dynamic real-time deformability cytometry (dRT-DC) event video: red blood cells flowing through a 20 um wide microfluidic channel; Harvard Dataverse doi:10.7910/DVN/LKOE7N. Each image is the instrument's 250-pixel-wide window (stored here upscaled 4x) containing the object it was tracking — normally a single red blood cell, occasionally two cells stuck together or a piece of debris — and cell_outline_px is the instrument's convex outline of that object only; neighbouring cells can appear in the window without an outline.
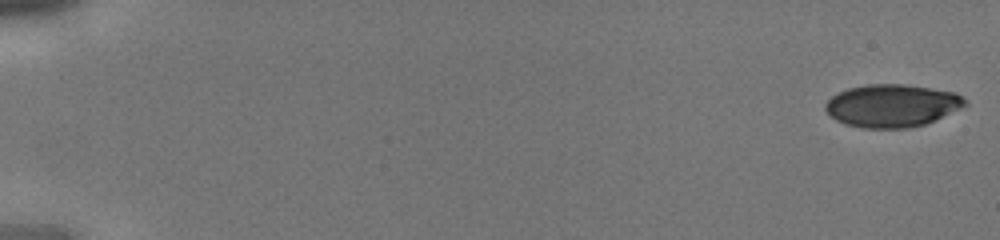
{"species": "human", "species_latin": "Homo sapiens", "temperature_condition": "cold", "stored_images_in_passage": 42, "camera_frame_rate_fps": 3000, "um_per_image_px": 0.085, "donor": {"sex": "male"}, "frame": {"image": 1, "passage_image": 1, "time_ms": 0.0, "image_size_px": [1000, 240], "cell_outline_px": [[968, 104], [960, 108], [924, 124], [908, 128], [864, 128], [844, 124], [836, 120], [824, 108], [824, 104], [832, 96], [848, 88], [868, 84], [904, 84], [956, 92]], "centroid_in_image_um": [75.79, 8.97], "position_along_channel_um": 9.2, "area_um2": 34.45}}
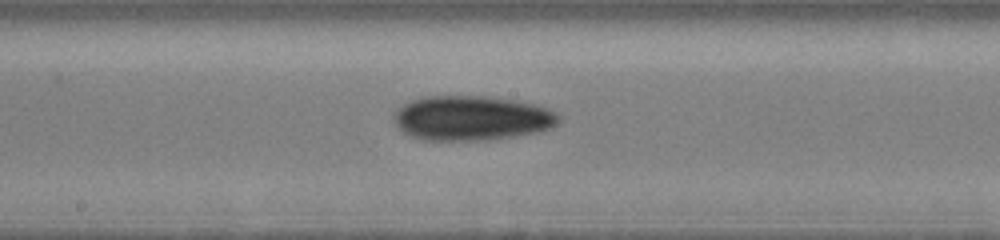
{"frame": {"image": 2, "passage_image": 24, "time_ms": 7.667, "image_size_px": [1000, 240], "cell_outline_px": [[560, 120], [552, 128], [540, 132], [516, 136], [488, 140], [420, 140], [404, 132], [392, 120], [392, 116], [396, 108], [412, 100], [424, 96], [488, 96], [516, 100], [548, 108], [556, 112], [560, 116]], "centroid_in_image_um": [40.1, 10.04], "position_along_channel_um": 208.1, "area_um2": 43.35}}
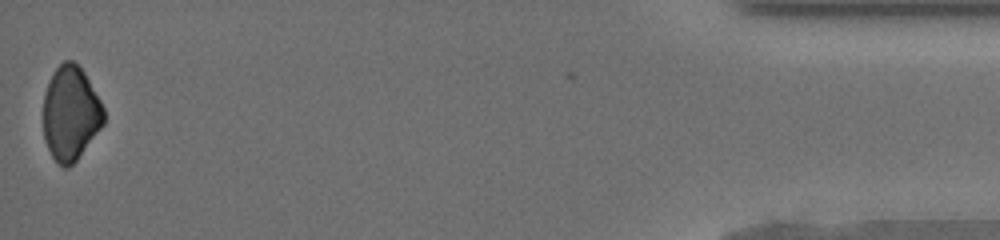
{"frame": {"image": 3, "passage_image": 42, "time_ms": 13.667, "image_size_px": [1000, 240], "cell_outline_px": [[104, 124], [76, 160], [68, 168], [64, 168], [52, 156], [48, 148], [44, 136], [44, 92], [56, 68], [64, 60], [72, 60], [84, 72], [100, 100], [104, 108]], "centroid_in_image_um": [6.01, 9.63], "position_along_channel_um": 429.2, "area_um2": 32.83}}